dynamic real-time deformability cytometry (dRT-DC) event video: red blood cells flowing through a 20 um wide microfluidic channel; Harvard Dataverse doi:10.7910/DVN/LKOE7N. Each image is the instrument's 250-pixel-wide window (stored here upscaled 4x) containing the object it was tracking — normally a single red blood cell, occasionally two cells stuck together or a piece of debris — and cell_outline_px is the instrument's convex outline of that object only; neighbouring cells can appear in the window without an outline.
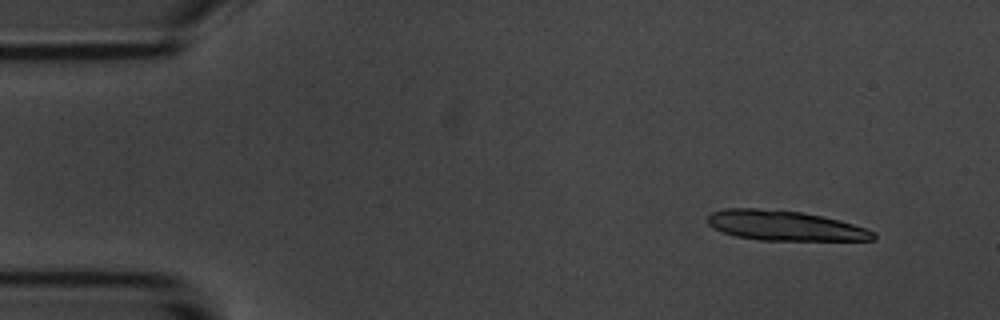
{"species": "common noctule bat (a hibernating species)", "species_latin": "Nyctalus noctula", "temperature_condition": "room temperature", "stored_images_in_passage": 6, "segment_of_instrument_passage": [1, 2], "camera_frame_rate_fps": 3000, "um_per_image_px": 0.085, "animal": {"sex": "male", "body_mass_g": 20.1, "forearm_length_mm": 53.5}, "frame": {"image": 1, "passage_image": 2, "time_ms": 1.333, "image_size_px": [1000, 320], "cell_outline_px": [[876, 236], [872, 240], [760, 240], [736, 236], [724, 232], [708, 224], [708, 216], [712, 212], [724, 208], [756, 208], [800, 212], [840, 220], [864, 228], [872, 232]], "centroid_in_image_um": [66.67, 19.17], "position_along_channel_um": 18.3, "area_um2": 28.44}}